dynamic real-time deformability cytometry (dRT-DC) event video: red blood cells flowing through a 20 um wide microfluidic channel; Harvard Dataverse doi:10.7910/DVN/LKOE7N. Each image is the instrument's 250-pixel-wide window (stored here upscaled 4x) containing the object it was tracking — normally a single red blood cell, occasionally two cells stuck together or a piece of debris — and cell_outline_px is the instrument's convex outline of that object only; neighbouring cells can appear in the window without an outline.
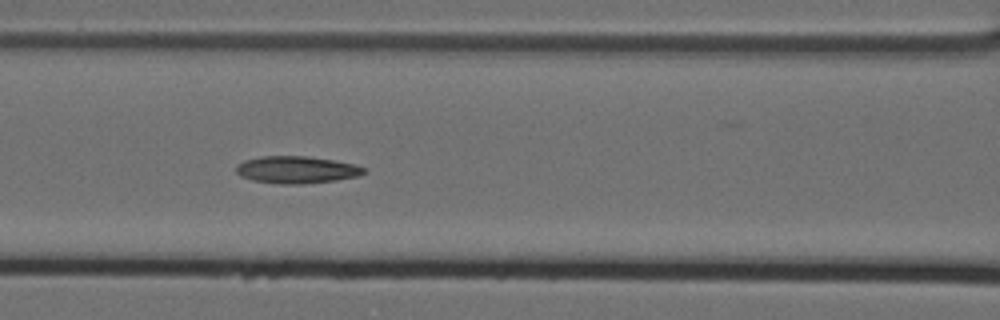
{"species": "Egyptian fruit bat (a non-hibernating species)", "species_latin": "Rousettus aegyptiacus", "temperature_condition": "cold", "stored_images_in_passage": 9, "camera_frame_rate_fps": 3000, "um_per_image_px": 0.085, "animal": {"sex": "female"}, "frame": {"image": 1, "passage_image": 6, "time_ms": 1.667, "image_size_px": [1000, 320], "cell_outline_px": [[368, 172], [360, 176], [336, 180], [304, 184], [280, 184], [252, 180], [240, 176], [236, 172], [236, 164], [244, 160], [264, 156], [308, 156], [356, 164], [368, 168]], "centroid_in_image_um": [25.26, 14.43], "position_along_channel_um": 141.3, "area_um2": 20.52}}
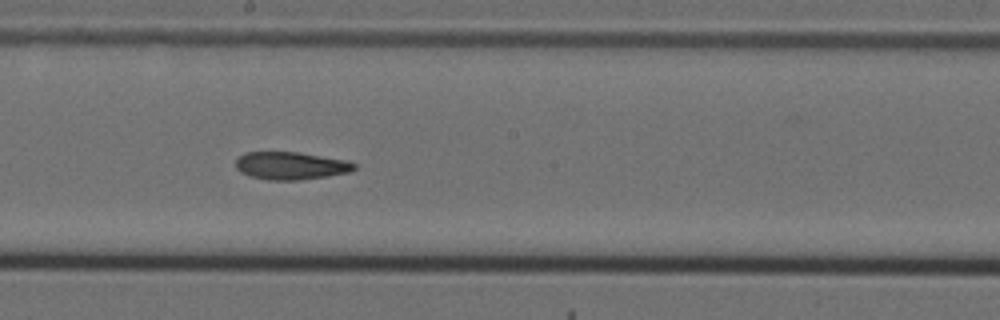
{"frame": {"image": 2, "passage_image": 8, "time_ms": 2.333, "image_size_px": [1000, 320], "cell_outline_px": [[356, 168], [352, 172], [328, 176], [300, 180], [268, 180], [248, 176], [240, 172], [236, 168], [236, 160], [244, 152], [296, 152], [344, 160], [356, 164]], "centroid_in_image_um": [24.7, 14.1], "position_along_channel_um": 223.5, "area_um2": 19.13}}
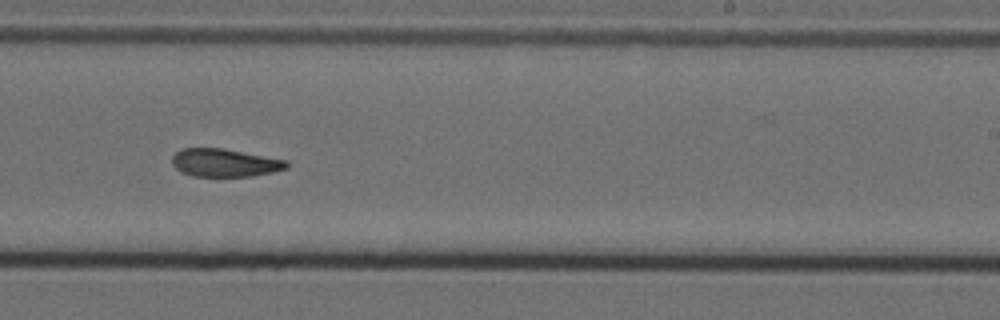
{"frame": {"image": 3, "passage_image": 9, "time_ms": 2.667, "image_size_px": [1000, 320], "cell_outline_px": [[288, 168], [272, 172], [252, 176], [192, 176], [180, 172], [172, 164], [172, 156], [180, 148], [224, 148], [288, 160]], "centroid_in_image_um": [19.09, 13.83], "position_along_channel_um": 269.9, "area_um2": 18.84}}